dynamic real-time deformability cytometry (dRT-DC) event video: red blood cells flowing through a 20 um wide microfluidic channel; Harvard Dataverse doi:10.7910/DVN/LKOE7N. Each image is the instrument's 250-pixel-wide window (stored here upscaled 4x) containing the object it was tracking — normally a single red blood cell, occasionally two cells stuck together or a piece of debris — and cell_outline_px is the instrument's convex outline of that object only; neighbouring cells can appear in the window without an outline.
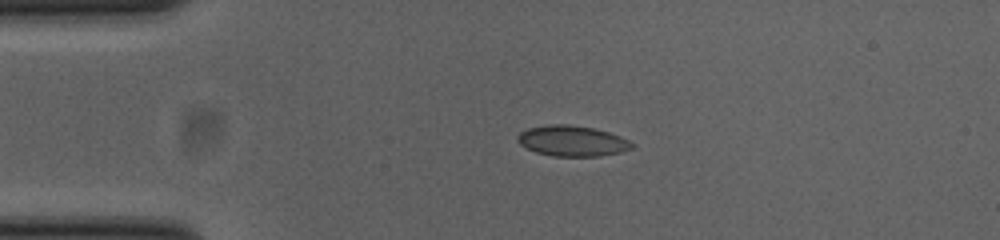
{"species": "common noctule bat (a hibernating species)", "species_latin": "Nyctalus noctula", "temperature_condition": "cold", "stored_images_in_passage": 42, "camera_frame_rate_fps": 3000, "um_per_image_px": 0.085, "animal": {"sex": "female", "body_mass_g": 23.0, "forearm_length_mm": 53.4}, "frame": {"image": 1, "passage_image": 1, "time_ms": 0.0, "image_size_px": [1000, 240], "cell_outline_px": [[636, 144], [632, 148], [620, 152], [600, 156], [552, 156], [536, 152], [520, 144], [516, 136], [520, 132], [528, 128], [548, 124], [568, 124], [592, 128], [608, 132], [620, 136]], "centroid_in_image_um": [48.64, 11.98], "position_along_channel_um": 36.4, "area_um2": 20.35}}
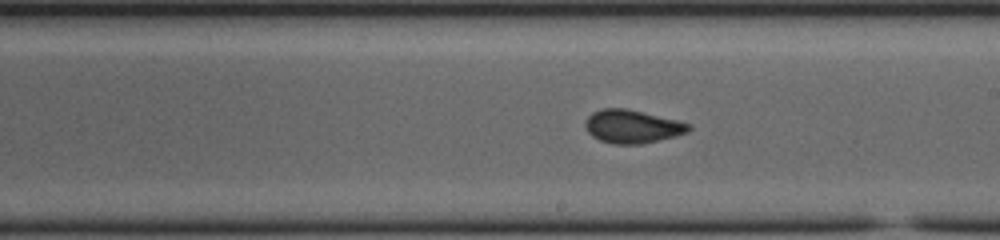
{"frame": {"image": 2, "passage_image": 19, "time_ms": 6.0, "image_size_px": [1000, 240], "cell_outline_px": [[692, 128], [688, 132], [676, 136], [640, 144], [612, 144], [600, 140], [592, 136], [588, 132], [584, 124], [588, 116], [592, 112], [600, 108], [628, 108], [692, 124]], "centroid_in_image_um": [53.74, 10.74], "position_along_channel_um": 235.3, "area_um2": 20.17}}
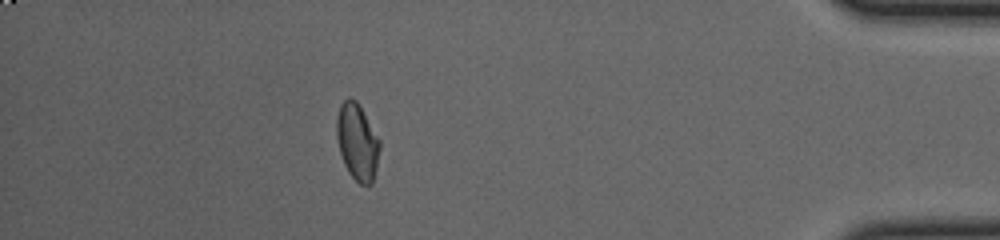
{"frame": {"image": 3, "passage_image": 36, "time_ms": 11.667, "image_size_px": [1000, 240], "cell_outline_px": [[380, 148], [376, 168], [372, 184], [360, 184], [348, 172], [344, 164], [340, 152], [336, 136], [336, 120], [340, 104], [348, 96], [352, 96], [356, 100], [380, 140]], "centroid_in_image_um": [30.35, 12.03], "position_along_channel_um": 404.8, "area_um2": 19.19}, "authors_computed_cell_mechanics": {"area_um2": 19.363, "velocity_mm_per_s": 3.875, "shape_relaxation_time_tau1_ms": 3.5136, "shape_relaxation_time_tau2_ms": 1.9158, "deformation_change_tau1": 0.0995, "deformation_change_tau2": 0.0338}}